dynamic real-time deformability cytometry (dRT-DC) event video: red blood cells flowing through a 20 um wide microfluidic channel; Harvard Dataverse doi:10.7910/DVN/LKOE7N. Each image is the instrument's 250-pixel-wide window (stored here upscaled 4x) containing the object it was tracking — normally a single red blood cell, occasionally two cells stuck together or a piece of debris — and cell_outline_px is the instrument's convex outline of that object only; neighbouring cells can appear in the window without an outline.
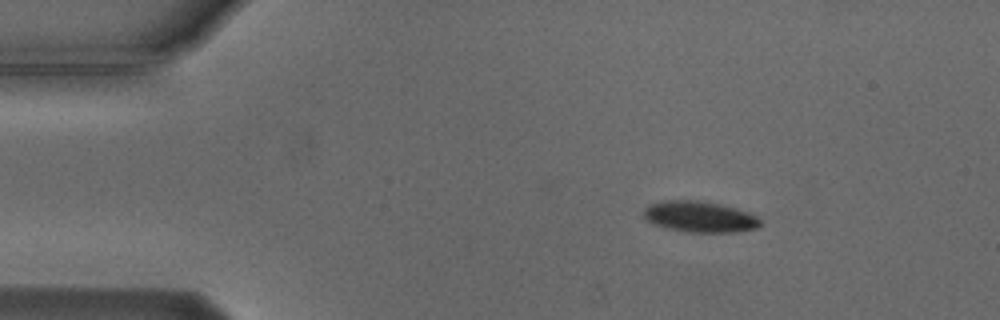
{"species": "Egyptian fruit bat (a non-hibernating species)", "species_latin": "Rousettus aegyptiacus", "temperature_condition": "cold", "stored_images_in_passage": 5, "camera_frame_rate_fps": 3000, "um_per_image_px": 0.085, "animal": {"sex": "male"}, "frame": {"image": 1, "passage_image": 3, "time_ms": 2.333, "image_size_px": [1000, 320], "cell_outline_px": [[760, 224], [756, 228], [736, 232], [688, 232], [664, 228], [648, 220], [644, 216], [644, 208], [652, 204], [664, 200], [696, 200], [720, 204], [736, 208], [748, 212], [756, 216], [760, 220]], "centroid_in_image_um": [59.48, 18.42], "position_along_channel_um": 25.5, "area_um2": 20.92}}